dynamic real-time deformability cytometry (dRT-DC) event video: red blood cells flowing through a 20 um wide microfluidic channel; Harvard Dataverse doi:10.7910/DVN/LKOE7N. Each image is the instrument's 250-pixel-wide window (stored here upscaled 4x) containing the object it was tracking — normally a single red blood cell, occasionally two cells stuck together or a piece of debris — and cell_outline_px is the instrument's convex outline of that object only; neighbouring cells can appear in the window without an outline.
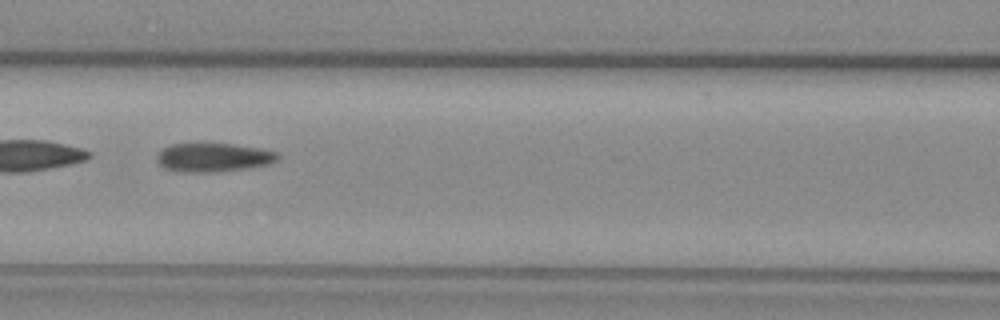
{"species": "common noctule bat (a hibernating species)", "species_latin": "Nyctalus noctula", "temperature_condition": "warm", "stored_images_in_passage": 26, "camera_frame_rate_fps": 3000, "um_per_image_px": 0.085, "animal": {"sex": "female", "body_mass_g": 29.2, "forearm_length_mm": 56.3}, "frame": {"image": 1, "passage_image": 10, "time_ms": 3.0, "image_size_px": [1000, 320], "cell_outline_px": [[280, 156], [276, 160], [268, 164], [244, 168], [212, 172], [180, 172], [164, 168], [156, 160], [156, 156], [164, 148], [172, 144], [232, 144], [260, 148], [276, 152]], "centroid_in_image_um": [18.11, 13.38], "position_along_channel_um": 148.5, "area_um2": 19.94}}
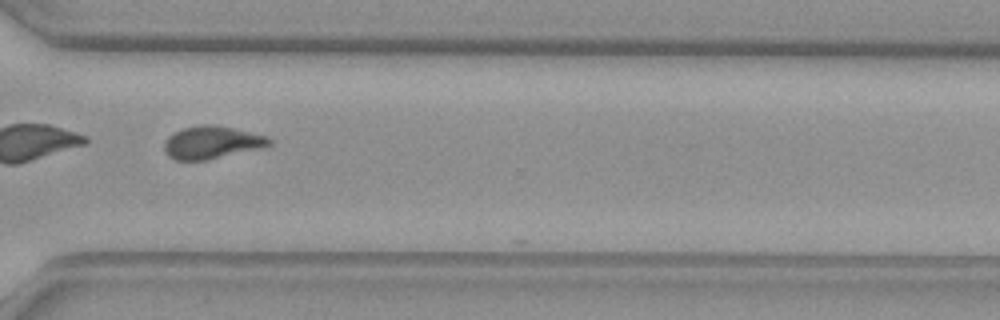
{"frame": {"image": 2, "passage_image": 25, "time_ms": 8.0, "image_size_px": [1000, 320], "cell_outline_px": [[272, 144], [264, 148], [208, 160], [176, 160], [168, 156], [164, 148], [164, 144], [168, 136], [172, 132], [184, 128], [200, 124], [216, 124], [268, 136], [272, 140]], "centroid_in_image_um": [18.04, 12.1], "position_along_channel_um": 352.6, "area_um2": 20.35}}